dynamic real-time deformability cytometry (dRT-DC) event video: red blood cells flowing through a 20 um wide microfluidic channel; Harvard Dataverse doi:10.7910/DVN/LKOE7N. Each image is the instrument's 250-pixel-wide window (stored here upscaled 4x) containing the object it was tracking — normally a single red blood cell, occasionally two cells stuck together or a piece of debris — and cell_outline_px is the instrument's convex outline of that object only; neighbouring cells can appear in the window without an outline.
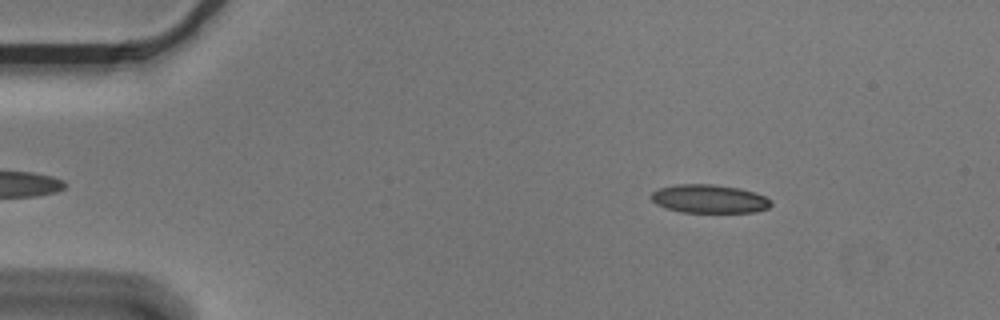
{"species": "Egyptian fruit bat (a non-hibernating species)", "species_latin": "Rousettus aegyptiacus", "temperature_condition": "cold", "stored_images_in_passage": 2, "camera_frame_rate_fps": 3000, "um_per_image_px": 0.085, "animal": {"sex": "male"}, "frame": {"image": 1, "passage_image": 1, "time_ms": 0.0, "image_size_px": [1000, 320], "cell_outline_px": [[772, 204], [768, 208], [752, 212], [680, 212], [664, 208], [656, 204], [648, 196], [652, 192], [660, 188], [676, 184], [712, 184], [740, 188], [756, 192], [772, 200]], "centroid_in_image_um": [60.26, 16.9], "position_along_channel_um": 24.7, "area_um2": 20.06}}